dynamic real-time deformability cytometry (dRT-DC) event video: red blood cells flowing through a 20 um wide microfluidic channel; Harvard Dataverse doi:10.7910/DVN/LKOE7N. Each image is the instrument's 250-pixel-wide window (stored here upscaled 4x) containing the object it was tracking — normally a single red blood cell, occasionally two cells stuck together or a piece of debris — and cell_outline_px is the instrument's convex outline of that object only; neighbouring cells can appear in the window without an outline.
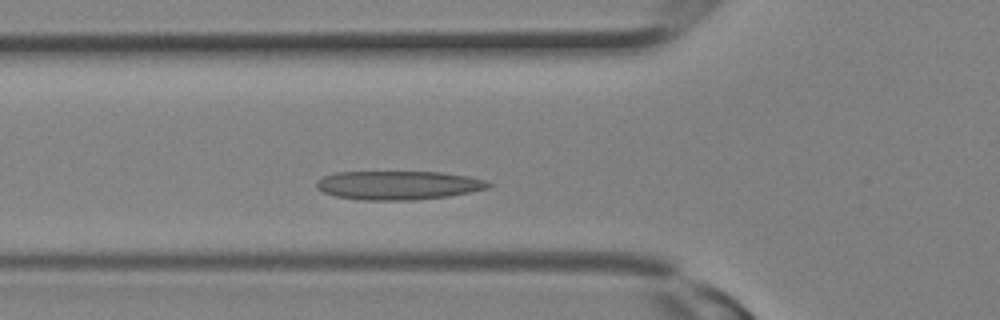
{"species": "Egyptian fruit bat (a non-hibernating species)", "species_latin": "Rousettus aegyptiacus", "temperature_condition": "room temperature", "stored_images_in_passage": 10, "camera_frame_rate_fps": 3000, "um_per_image_px": 0.085, "animal": {"sex": "female"}, "frame": {"image": 1, "passage_image": 6, "time_ms": 1.667, "image_size_px": [1000, 320], "cell_outline_px": [[492, 184], [488, 188], [448, 196], [412, 200], [360, 200], [336, 196], [324, 192], [316, 188], [316, 180], [324, 176], [336, 172], [440, 172], [468, 176], [484, 180]], "centroid_in_image_um": [33.81, 15.74], "position_along_channel_um": 92.0, "area_um2": 28.73}}
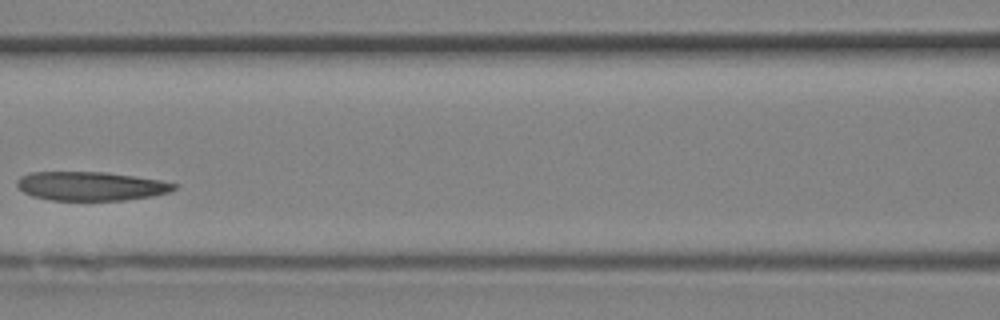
{"frame": {"image": 2, "passage_image": 9, "time_ms": 2.667, "image_size_px": [1000, 320], "cell_outline_px": [[176, 188], [168, 192], [152, 196], [124, 200], [52, 200], [32, 196], [24, 192], [16, 184], [16, 180], [20, 176], [32, 172], [104, 172], [160, 180], [176, 184]], "centroid_in_image_um": [7.69, 15.82], "position_along_channel_um": 158.9, "area_um2": 26.24}}